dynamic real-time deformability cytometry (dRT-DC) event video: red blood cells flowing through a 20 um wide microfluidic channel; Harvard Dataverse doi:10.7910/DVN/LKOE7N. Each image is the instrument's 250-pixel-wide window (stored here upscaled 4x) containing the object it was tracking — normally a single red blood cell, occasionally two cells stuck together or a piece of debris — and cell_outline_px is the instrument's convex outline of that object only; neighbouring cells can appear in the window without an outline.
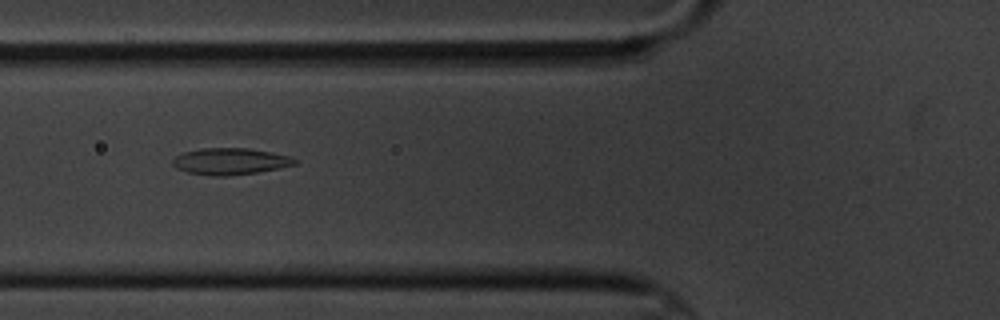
{"species": "common noctule bat (a hibernating species)", "species_latin": "Nyctalus noctula", "temperature_condition": "cold", "stored_images_in_passage": 5, "camera_frame_rate_fps": 3000, "um_per_image_px": 0.085, "animal": {"sex": "male", "body_mass_g": 20.1, "forearm_length_mm": 53.5}, "frame": {"image": 1, "passage_image": 2, "time_ms": 1.333, "image_size_px": [1000, 320], "cell_outline_px": [[296, 164], [280, 168], [232, 176], [208, 176], [188, 172], [176, 168], [172, 164], [172, 160], [176, 156], [184, 152], [204, 148], [248, 148], [272, 152], [288, 156], [296, 160]], "centroid_in_image_um": [19.55, 13.72], "position_along_channel_um": 106.3, "area_um2": 18.9}}
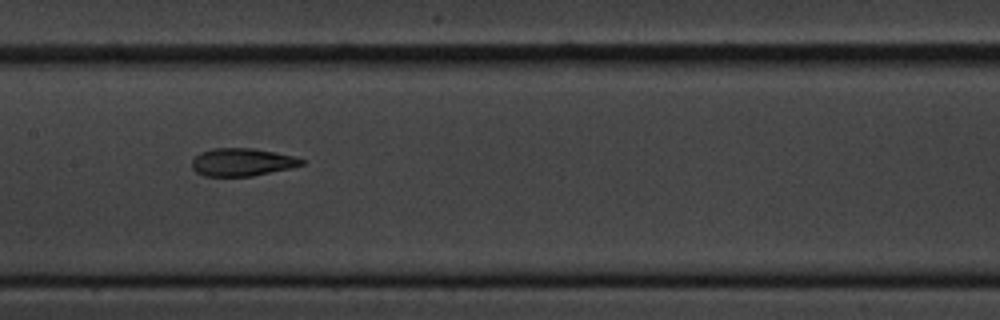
{"frame": {"image": 2, "passage_image": 4, "time_ms": 3.667, "image_size_px": [1000, 320], "cell_outline_px": [[304, 164], [292, 168], [252, 176], [204, 176], [196, 172], [192, 168], [192, 160], [200, 152], [212, 148], [256, 148], [296, 156], [304, 160]], "centroid_in_image_um": [20.6, 13.77], "position_along_channel_um": 186.8, "area_um2": 17.98}}
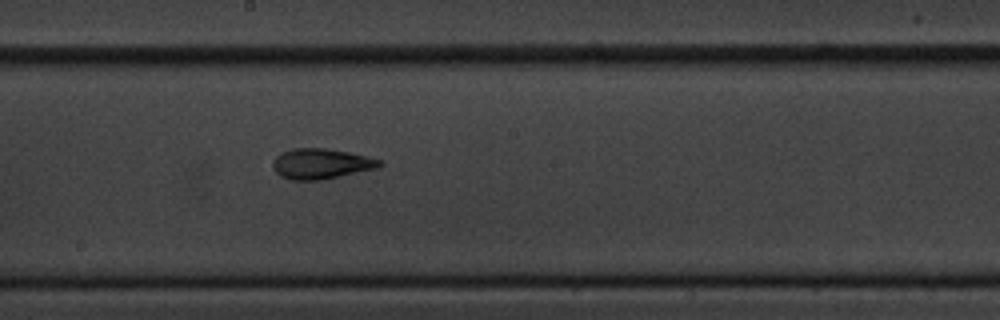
{"frame": {"image": 3, "passage_image": 5, "time_ms": 4.667, "image_size_px": [1000, 320], "cell_outline_px": [[384, 164], [376, 168], [320, 180], [292, 180], [280, 176], [272, 168], [272, 160], [276, 156], [292, 148], [324, 148], [348, 152], [380, 160]], "centroid_in_image_um": [27.23, 13.92], "position_along_channel_um": 221.0, "area_um2": 18.67}}